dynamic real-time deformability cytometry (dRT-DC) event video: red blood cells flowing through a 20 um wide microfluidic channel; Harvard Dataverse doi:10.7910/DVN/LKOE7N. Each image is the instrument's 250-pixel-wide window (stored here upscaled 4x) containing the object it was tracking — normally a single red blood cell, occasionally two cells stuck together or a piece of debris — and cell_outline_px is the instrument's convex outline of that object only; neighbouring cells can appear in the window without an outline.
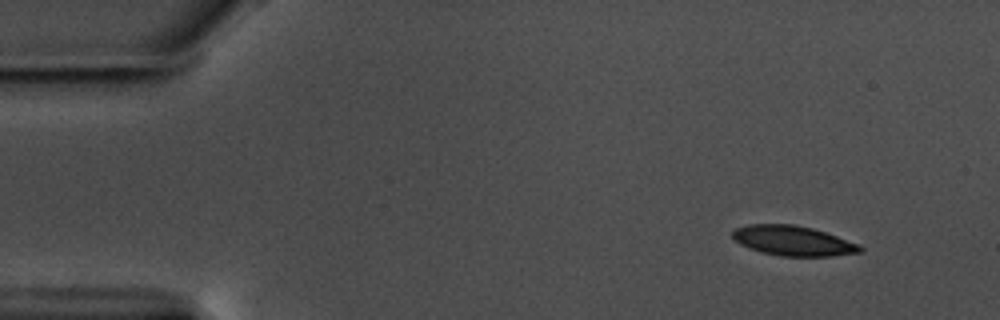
{"species": "common noctule bat (a hibernating species)", "species_latin": "Nyctalus noctula", "temperature_condition": "warm", "stored_images_in_passage": 53, "camera_frame_rate_fps": 3000, "um_per_image_px": 0.085, "animal": {"sex": "male", "body_mass_g": 17.5, "forearm_length_mm": 52.3}, "frame": {"image": 1, "passage_image": 1, "time_ms": 0.0, "image_size_px": [1000, 320], "cell_outline_px": [[864, 252], [832, 256], [780, 256], [764, 252], [740, 244], [732, 236], [732, 232], [736, 228], [748, 224], [796, 224], [812, 228], [860, 244], [864, 248]], "centroid_in_image_um": [67.46, 20.46], "position_along_channel_um": 17.5, "area_um2": 22.14}}
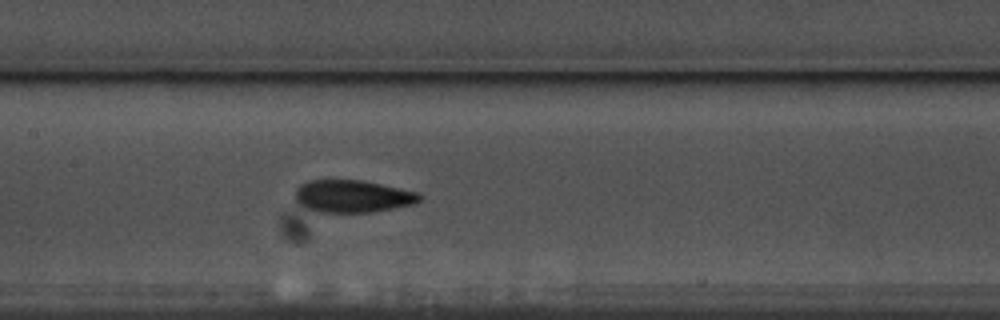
{"frame": {"image": 2, "passage_image": 23, "time_ms": 7.333, "image_size_px": [1000, 320], "cell_outline_px": [[420, 200], [412, 204], [372, 212], [316, 212], [300, 204], [292, 196], [296, 188], [300, 184], [312, 180], [360, 180], [380, 184], [416, 192], [420, 196]], "centroid_in_image_um": [29.89, 16.68], "position_along_channel_um": 177.5, "area_um2": 23.24}}
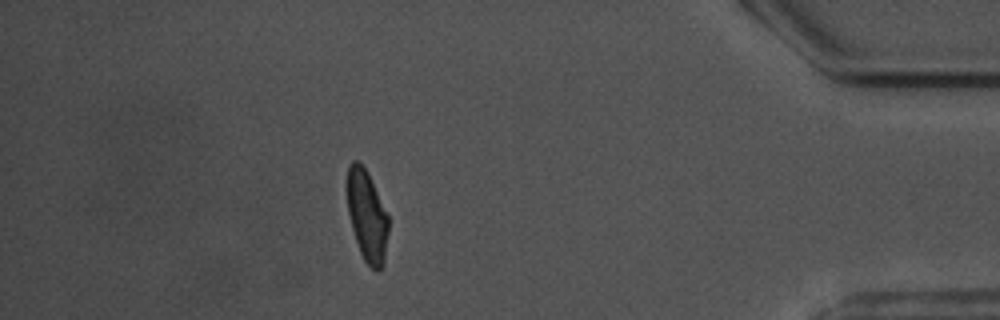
{"frame": {"image": 3, "passage_image": 46, "time_ms": 15.0, "image_size_px": [1000, 320], "cell_outline_px": [[388, 232], [384, 264], [376, 272], [364, 260], [360, 252], [352, 228], [348, 212], [344, 188], [344, 184], [348, 164], [352, 160], [356, 160], [364, 168], [388, 216]], "centroid_in_image_um": [31.14, 18.33], "position_along_channel_um": 404.1, "area_um2": 22.02}, "authors_computed_cell_mechanics": {"area_um2": 23.2356, "velocity_mm_per_s": 3.5579, "shape_relaxation_time_tau1_ms": 4.5628, "shape_relaxation_time_tau2_ms": 2.6441, "deformation_change_tau1": 0.1428, "deformation_change_tau2": 0.0919}}